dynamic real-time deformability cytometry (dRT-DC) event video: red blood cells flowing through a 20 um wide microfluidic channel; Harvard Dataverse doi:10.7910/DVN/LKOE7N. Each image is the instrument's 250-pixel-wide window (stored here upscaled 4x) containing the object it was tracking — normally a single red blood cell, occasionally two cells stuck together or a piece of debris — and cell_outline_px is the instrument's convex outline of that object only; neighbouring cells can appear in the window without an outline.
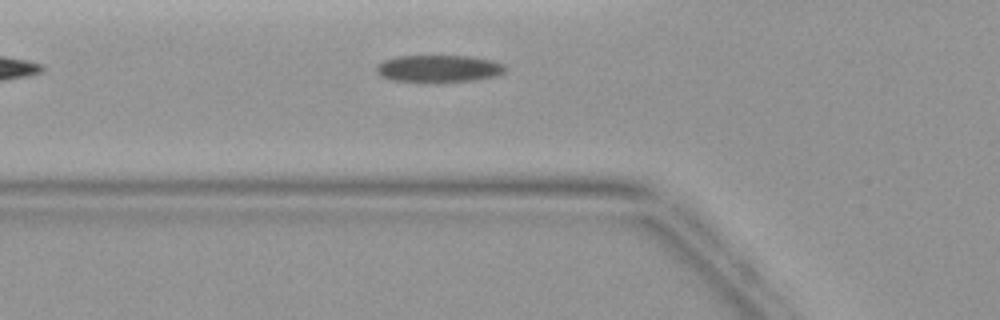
{"species": "common noctule bat (a hibernating species)", "species_latin": "Nyctalus noctula", "temperature_condition": "warm", "stored_images_in_passage": 5, "camera_frame_rate_fps": 3000, "um_per_image_px": 0.085, "animal": {"sex": "female", "body_mass_g": 19.9}, "frame": {"image": 1, "passage_image": 5, "time_ms": 4.667, "image_size_px": [1000, 320], "cell_outline_px": [[508, 68], [504, 72], [496, 76], [476, 80], [392, 80], [380, 76], [376, 72], [376, 64], [384, 60], [396, 56], [468, 56], [492, 60], [504, 64]], "centroid_in_image_um": [37.3, 5.8], "position_along_channel_um": 88.5, "area_um2": 19.94}}